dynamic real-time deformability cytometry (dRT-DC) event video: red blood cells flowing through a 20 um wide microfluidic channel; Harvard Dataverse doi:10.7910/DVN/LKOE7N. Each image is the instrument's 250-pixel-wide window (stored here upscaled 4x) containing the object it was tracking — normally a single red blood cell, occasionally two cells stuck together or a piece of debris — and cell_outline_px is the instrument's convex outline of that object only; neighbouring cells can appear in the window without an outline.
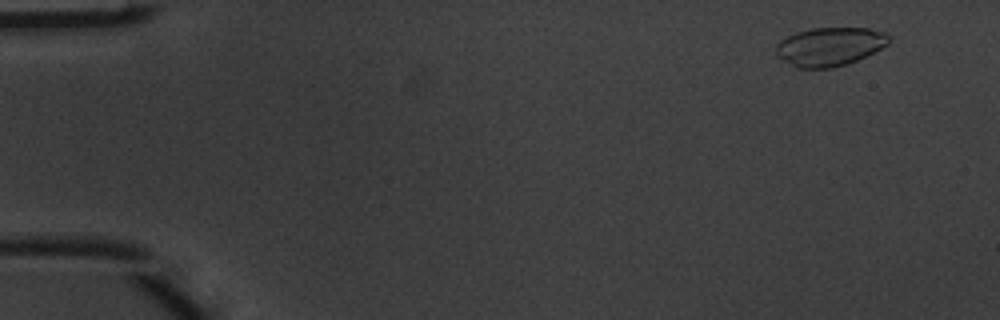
{"species": "common noctule bat (a hibernating species)", "species_latin": "Nyctalus noctula", "temperature_condition": "warm", "stored_images_in_passage": 5, "camera_frame_rate_fps": 3000, "um_per_image_px": 0.085, "animal": {"sex": "male", "body_mass_g": 20.1, "forearm_length_mm": 53.5}, "frame": {"image": 1, "passage_image": 1, "time_ms": 0.0, "image_size_px": [1000, 320], "cell_outline_px": [[888, 44], [856, 60], [832, 68], [800, 68], [776, 56], [776, 44], [780, 40], [796, 32], [812, 28], [868, 28], [884, 32], [888, 36]], "centroid_in_image_um": [70.49, 3.95], "position_along_channel_um": 14.5, "area_um2": 24.97}}